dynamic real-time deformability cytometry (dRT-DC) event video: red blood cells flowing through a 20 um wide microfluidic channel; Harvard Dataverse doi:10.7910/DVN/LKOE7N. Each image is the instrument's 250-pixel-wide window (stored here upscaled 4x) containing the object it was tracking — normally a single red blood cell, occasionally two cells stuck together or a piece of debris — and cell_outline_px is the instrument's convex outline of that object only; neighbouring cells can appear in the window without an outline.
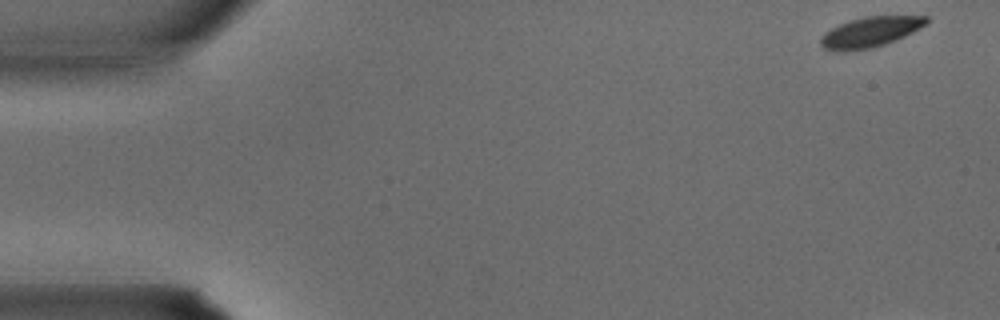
{"species": "common noctule bat (a hibernating species)", "species_latin": "Nyctalus noctula", "temperature_condition": "warm", "stored_images_in_passage": 10, "camera_frame_rate_fps": 3000, "um_per_image_px": 0.085, "animal": {"sex": "male", "body_mass_g": 15.6}, "frame": {"image": 1, "passage_image": 1, "time_ms": 0.0, "image_size_px": [1000, 320], "cell_outline_px": [[928, 24], [896, 40], [872, 48], [840, 52], [824, 48], [820, 44], [820, 36], [824, 32], [840, 24], [864, 16], [928, 16]], "centroid_in_image_um": [73.96, 2.73], "position_along_channel_um": 11.0, "area_um2": 18.61}}
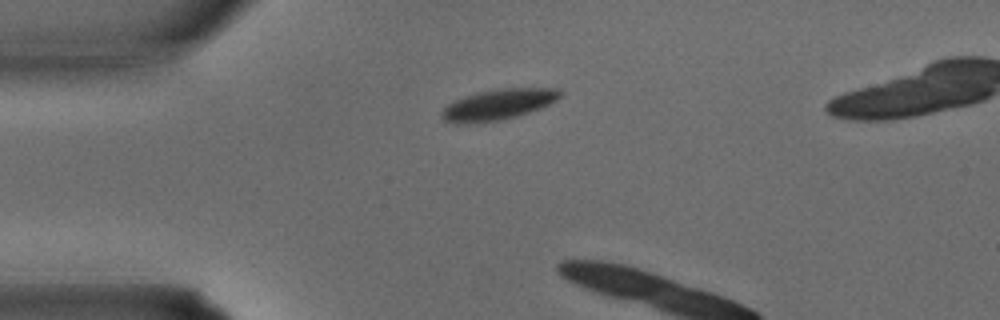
{"frame": {"image": 2, "passage_image": 8, "time_ms": 2.333, "image_size_px": [1000, 320], "cell_outline_px": [[564, 92], [556, 100], [540, 108], [504, 120], [468, 124], [456, 124], [444, 120], [440, 116], [440, 112], [448, 104], [464, 96], [476, 92], [500, 88], [560, 88]], "centroid_in_image_um": [42.33, 8.89], "position_along_channel_um": 42.7, "area_um2": 21.39}}